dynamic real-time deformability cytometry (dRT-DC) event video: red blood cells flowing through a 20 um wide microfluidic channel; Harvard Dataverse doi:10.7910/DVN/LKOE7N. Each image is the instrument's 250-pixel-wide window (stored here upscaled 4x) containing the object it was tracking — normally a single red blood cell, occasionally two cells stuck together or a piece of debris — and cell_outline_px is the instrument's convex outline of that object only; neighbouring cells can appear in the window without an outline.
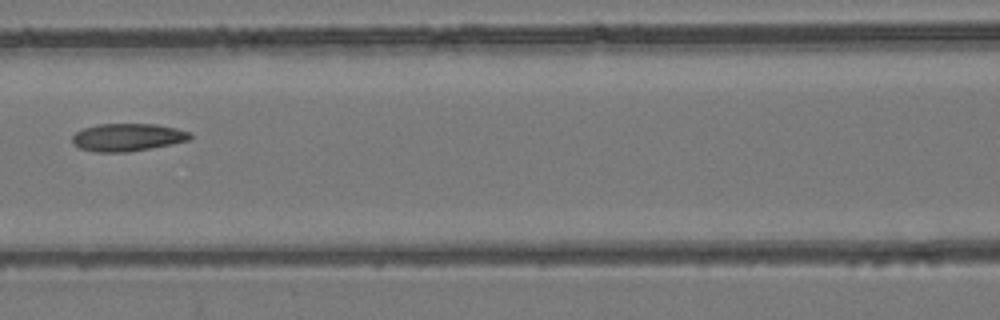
{"species": "common noctule bat (a hibernating species)", "species_latin": "Nyctalus noctula", "temperature_condition": "room temperature", "stored_images_in_passage": 8, "camera_frame_rate_fps": 3000, "um_per_image_px": 0.085, "animal": {"sex": "female", "body_mass_g": 24.6, "forearm_length_mm": 56.2}, "frame": {"image": 1, "passage_image": 7, "time_ms": 2.0, "image_size_px": [1000, 320], "cell_outline_px": [[192, 136], [188, 140], [128, 152], [96, 152], [80, 148], [72, 144], [72, 136], [76, 132], [84, 128], [100, 124], [156, 124], [176, 128], [192, 132]], "centroid_in_image_um": [10.82, 11.66], "position_along_channel_um": 155.8, "area_um2": 18.84}}
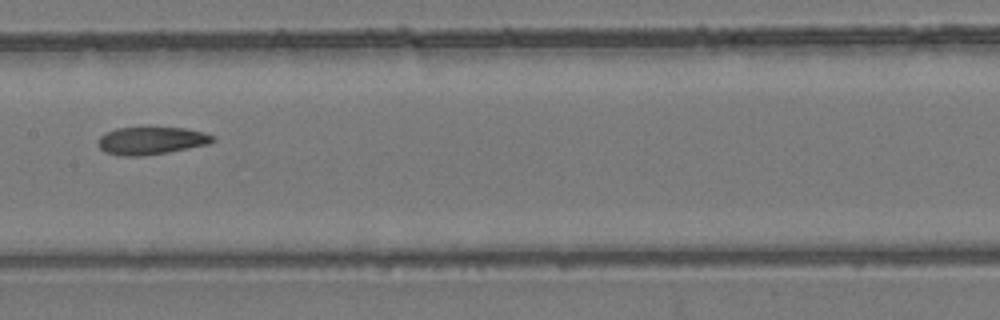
{"frame": {"image": 2, "passage_image": 8, "time_ms": 2.333, "image_size_px": [1000, 320], "cell_outline_px": [[216, 140], [208, 144], [168, 152], [144, 156], [120, 156], [104, 152], [100, 148], [96, 140], [104, 132], [116, 128], [144, 124], [148, 124], [184, 128], [204, 132], [212, 136]], "centroid_in_image_um": [12.79, 11.9], "position_along_channel_um": 194.6, "area_um2": 19.54}}